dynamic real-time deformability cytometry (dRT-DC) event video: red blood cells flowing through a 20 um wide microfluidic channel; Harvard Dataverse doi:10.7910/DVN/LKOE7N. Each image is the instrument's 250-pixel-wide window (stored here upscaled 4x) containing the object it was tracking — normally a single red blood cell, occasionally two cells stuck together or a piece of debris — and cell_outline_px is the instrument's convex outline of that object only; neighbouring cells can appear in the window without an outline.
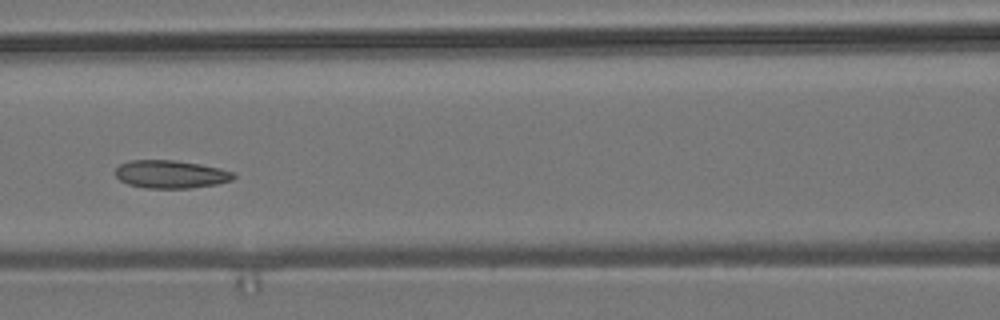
{"species": "common noctule bat (a hibernating species)", "species_latin": "Nyctalus noctula", "temperature_condition": "room temperature", "stored_images_in_passage": 8, "camera_frame_rate_fps": 3000, "um_per_image_px": 0.085, "animal": {"sex": "male", "body_mass_g": 19.2, "forearm_length_mm": 51.8}, "frame": {"image": 1, "passage_image": 5, "time_ms": 5.667, "image_size_px": [1000, 320], "cell_outline_px": [[236, 176], [232, 180], [216, 184], [188, 188], [144, 188], [128, 184], [120, 180], [116, 176], [116, 168], [120, 164], [128, 160], [176, 160], [200, 164], [220, 168], [236, 172]], "centroid_in_image_um": [14.53, 14.8], "position_along_channel_um": 152.1, "area_um2": 19.36}}
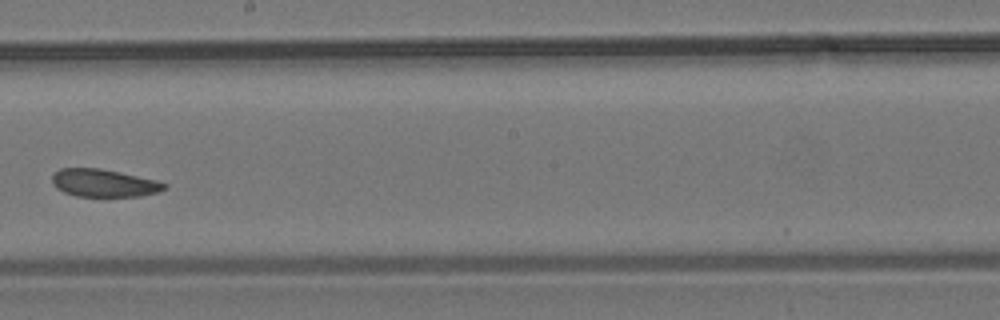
{"frame": {"image": 2, "passage_image": 7, "time_ms": 8.0, "image_size_px": [1000, 320], "cell_outline_px": [[168, 188], [160, 192], [140, 196], [76, 196], [64, 192], [56, 188], [52, 184], [52, 176], [60, 168], [100, 168], [120, 172], [156, 180], [168, 184]], "centroid_in_image_um": [8.85, 15.56], "position_along_channel_um": 239.3, "area_um2": 18.21}}
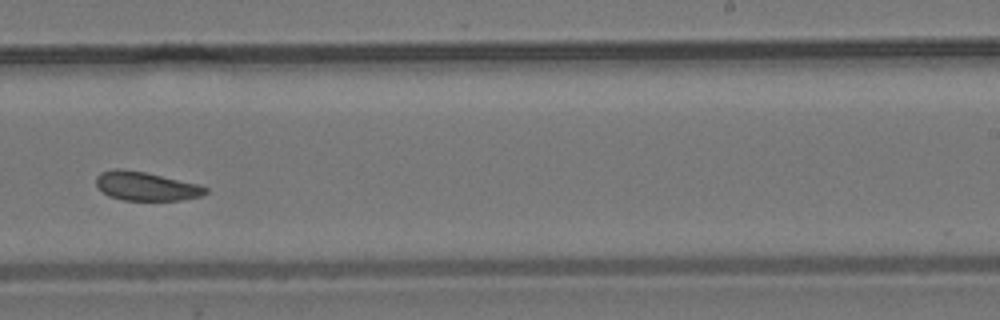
{"frame": {"image": 3, "passage_image": 8, "time_ms": 9.0, "image_size_px": [1000, 320], "cell_outline_px": [[208, 192], [200, 196], [180, 200], [124, 200], [108, 196], [96, 184], [96, 176], [100, 172], [116, 168], [120, 168], [144, 172], [200, 184], [208, 188]], "centroid_in_image_um": [12.41, 15.82], "position_along_channel_um": 276.6, "area_um2": 18.32}}